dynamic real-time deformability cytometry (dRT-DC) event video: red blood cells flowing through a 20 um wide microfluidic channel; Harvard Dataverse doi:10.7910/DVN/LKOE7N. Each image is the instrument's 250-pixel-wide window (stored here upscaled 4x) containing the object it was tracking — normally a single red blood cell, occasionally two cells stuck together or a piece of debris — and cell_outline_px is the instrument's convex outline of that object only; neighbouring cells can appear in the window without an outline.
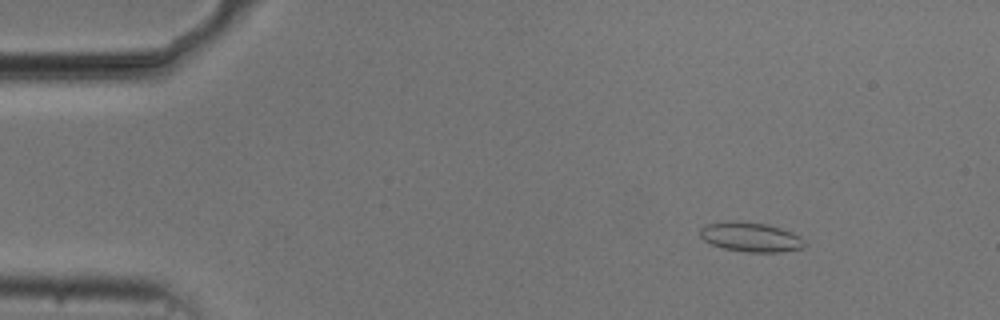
{"species": "common noctule bat (a hibernating species)", "species_latin": "Nyctalus noctula", "temperature_condition": "cold", "stored_images_in_passage": 53, "camera_frame_rate_fps": 3000, "um_per_image_px": 0.085, "animal": {"sex": "male", "body_mass_g": 20.5, "forearm_length_mm": 52.5}, "frame": {"image": 1, "passage_image": 6, "time_ms": 1.667, "image_size_px": [1000, 320], "cell_outline_px": [[804, 248], [780, 252], [748, 252], [724, 248], [712, 244], [704, 240], [700, 236], [700, 228], [708, 224], [728, 220], [768, 224], [780, 228], [800, 236], [804, 240]], "centroid_in_image_um": [63.81, 20.14], "position_along_channel_um": 21.2, "area_um2": 17.86}}
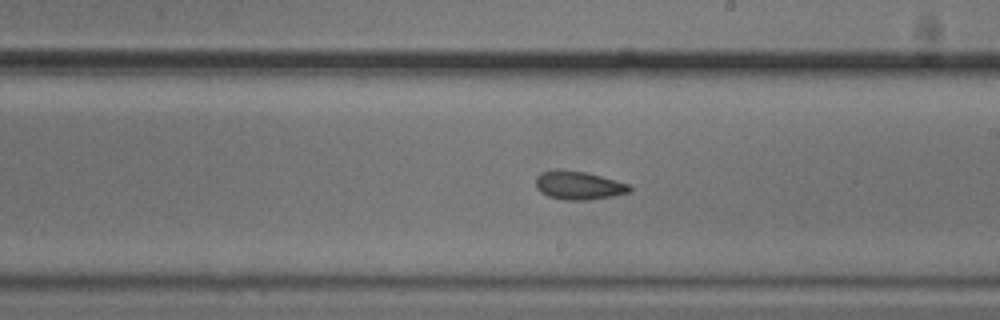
{"frame": {"image": 2, "passage_image": 30, "time_ms": 9.667, "image_size_px": [1000, 320], "cell_outline_px": [[632, 188], [628, 192], [612, 196], [588, 200], [564, 200], [548, 196], [540, 192], [536, 188], [536, 176], [540, 172], [584, 172], [600, 176], [628, 184]], "centroid_in_image_um": [49.17, 15.8], "position_along_channel_um": 239.8, "area_um2": 14.91}}
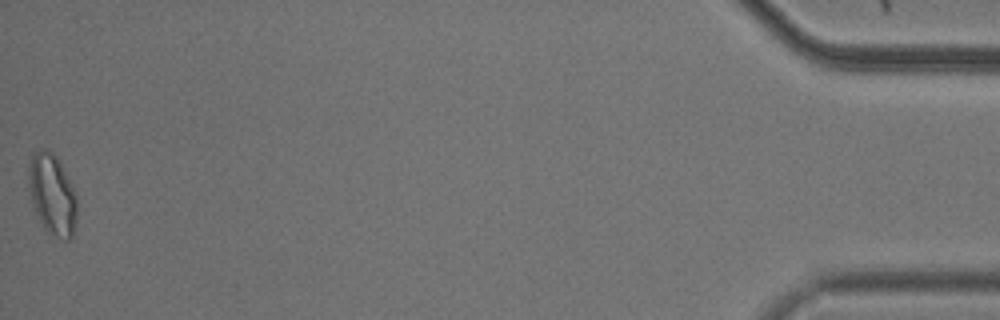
{"frame": {"image": 3, "passage_image": 53, "time_ms": 17.333, "image_size_px": [1000, 320], "cell_outline_px": [[76, 220], [72, 236], [68, 240], [64, 240], [48, 232], [44, 228], [32, 204], [28, 184], [28, 168], [32, 152], [40, 148], [48, 148], [60, 160], [76, 192]], "centroid_in_image_um": [4.43, 16.46], "position_along_channel_um": 430.8, "area_um2": 23.12}, "authors_computed_cell_mechanics": {"area_um2": 16.3574, "velocity_mm_per_s": 3.7464, "shape_relaxation_time_tau1_ms": null, "shape_relaxation_time_tau2_ms": 3.067, "deformation_change_tau1": null, "deformation_change_tau2": 0.0772}}